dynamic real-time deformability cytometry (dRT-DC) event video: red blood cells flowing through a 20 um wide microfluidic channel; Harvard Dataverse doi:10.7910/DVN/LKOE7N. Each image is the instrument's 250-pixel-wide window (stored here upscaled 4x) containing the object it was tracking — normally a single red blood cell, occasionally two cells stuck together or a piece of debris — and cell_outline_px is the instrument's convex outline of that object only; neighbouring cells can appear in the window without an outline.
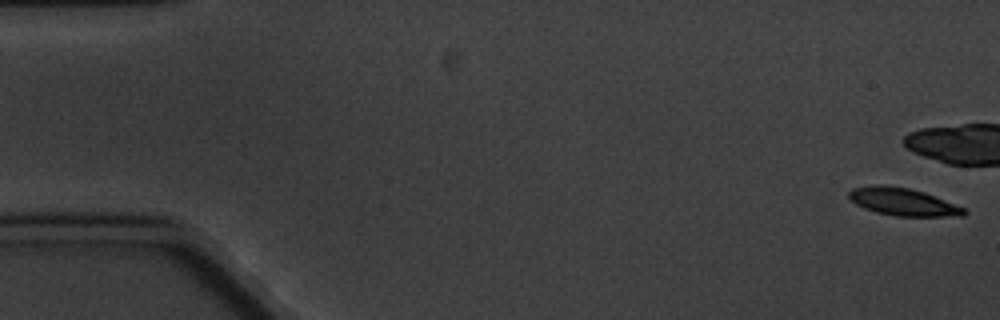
{"species": "common noctule bat (a hibernating species)", "species_latin": "Nyctalus noctula", "temperature_condition": "cold", "stored_images_in_passage": 8, "camera_frame_rate_fps": 3000, "um_per_image_px": 0.085, "animal": {"sex": "male", "body_mass_g": 20.1, "forearm_length_mm": 53.5}, "frame": {"image": 1, "passage_image": 1, "time_ms": 0.0, "image_size_px": [1000, 320], "cell_outline_px": [[968, 212], [964, 216], [896, 216], [876, 212], [864, 208], [856, 204], [848, 196], [848, 192], [852, 188], [872, 184], [884, 184], [908, 188], [924, 192], [964, 208]], "centroid_in_image_um": [76.72, 17.14], "position_along_channel_um": 8.3, "area_um2": 18.5}}